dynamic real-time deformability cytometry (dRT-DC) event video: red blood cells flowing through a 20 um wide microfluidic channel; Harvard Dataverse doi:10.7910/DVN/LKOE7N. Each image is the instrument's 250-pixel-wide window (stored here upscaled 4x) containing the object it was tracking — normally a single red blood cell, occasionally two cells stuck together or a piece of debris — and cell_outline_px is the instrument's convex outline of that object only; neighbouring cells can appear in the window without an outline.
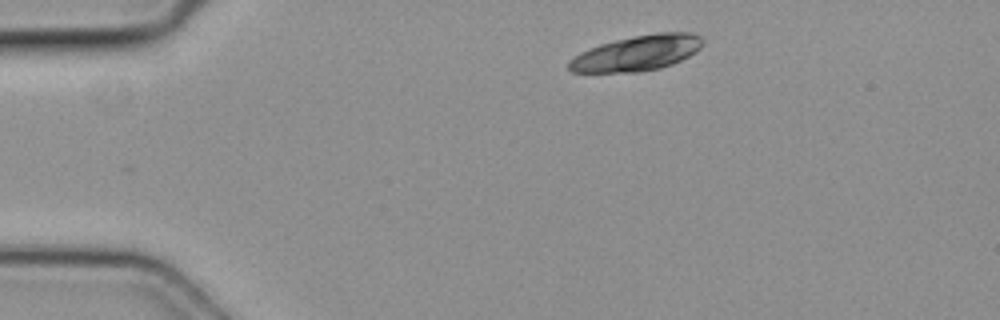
{"species": "common noctule bat (a hibernating species)", "species_latin": "Nyctalus noctula", "temperature_condition": "cold", "stored_images_in_passage": 2, "camera_frame_rate_fps": 3000, "um_per_image_px": 0.085, "animal": {"sex": "female", "body_mass_g": 19.3, "forearm_length_mm": 54.1}, "frame": {"image": 1, "passage_image": 2, "time_ms": 0.333, "image_size_px": [1000, 320], "cell_outline_px": [[704, 40], [700, 48], [696, 52], [672, 64], [660, 68], [640, 72], [572, 72], [568, 68], [568, 60], [580, 52], [600, 44], [616, 40], [656, 32], [692, 32], [700, 36]], "centroid_in_image_um": [54.15, 4.51], "position_along_channel_um": 30.8, "area_um2": 27.57}}